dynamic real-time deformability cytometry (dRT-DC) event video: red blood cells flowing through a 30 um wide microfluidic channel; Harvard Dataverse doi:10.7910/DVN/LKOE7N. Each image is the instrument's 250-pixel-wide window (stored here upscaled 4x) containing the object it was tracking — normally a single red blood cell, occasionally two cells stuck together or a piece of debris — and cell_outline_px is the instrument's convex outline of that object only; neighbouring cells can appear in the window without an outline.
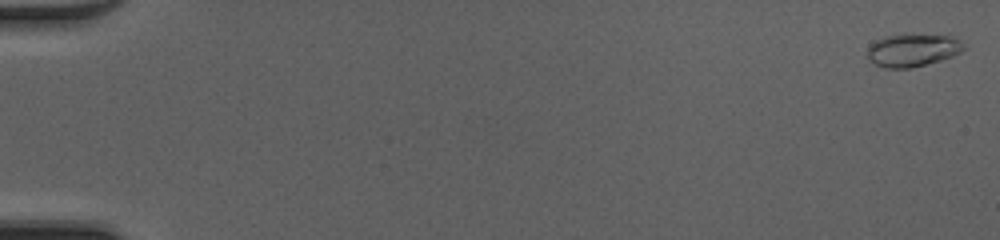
{"species": "common noctule bat (a hibernating species)", "species_latin": "Nyctalus noctula", "temperature_condition": "cold", "stored_images_in_passage": 50, "camera_frame_rate_fps": 3000, "um_per_image_px": 0.085, "animal": {"sex": "female", "body_mass_g": 20.0, "forearm_length_mm": 54.0}, "frame": {"image": 1, "passage_image": 1, "time_ms": 0.0, "image_size_px": [1000, 240], "cell_outline_px": [[964, 48], [960, 52], [952, 56], [940, 60], [908, 68], [884, 68], [868, 60], [868, 48], [876, 40], [884, 36], [948, 36], [960, 40], [964, 44]], "centroid_in_image_um": [77.55, 4.29], "position_along_channel_um": 7.5, "area_um2": 17.69}}
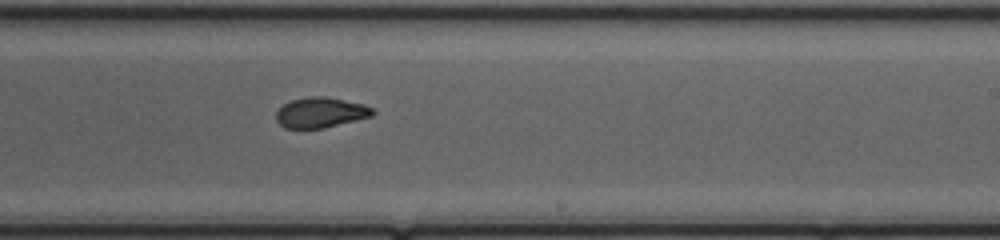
{"frame": {"image": 2, "passage_image": 32, "time_ms": 10.333, "image_size_px": [1000, 240], "cell_outline_px": [[376, 112], [372, 116], [324, 128], [284, 128], [276, 120], [276, 112], [284, 104], [292, 100], [308, 96], [324, 96], [364, 104], [372, 108]], "centroid_in_image_um": [27.25, 9.56], "position_along_channel_um": 261.7, "area_um2": 16.99}}
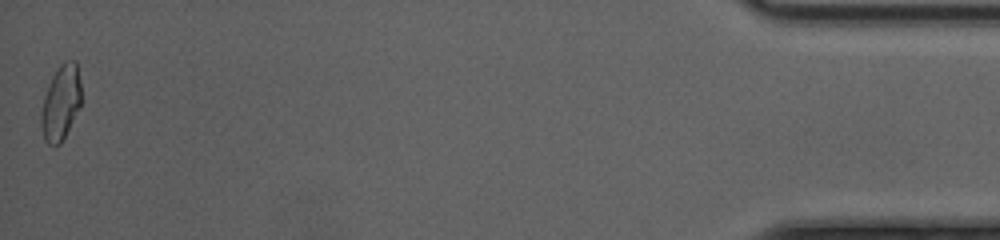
{"frame": {"image": 3, "passage_image": 50, "time_ms": 16.333, "image_size_px": [1000, 240], "cell_outline_px": [[80, 108], [60, 144], [48, 144], [44, 140], [40, 124], [40, 112], [44, 96], [48, 84], [52, 76], [60, 64], [64, 60], [76, 60], [80, 84]], "centroid_in_image_um": [5.15, 8.72], "position_along_channel_um": 430.1, "area_um2": 17.57}, "authors_computed_cell_mechanics": {"area_um2": 17.6001, "velocity_mm_per_s": 4.262, "shape_relaxation_time_tau1_ms": 9.6977, "shape_relaxation_time_tau2_ms": 1.0784, "deformation_change_tau1": 0.2432, "deformation_change_tau2": 0.0622}}